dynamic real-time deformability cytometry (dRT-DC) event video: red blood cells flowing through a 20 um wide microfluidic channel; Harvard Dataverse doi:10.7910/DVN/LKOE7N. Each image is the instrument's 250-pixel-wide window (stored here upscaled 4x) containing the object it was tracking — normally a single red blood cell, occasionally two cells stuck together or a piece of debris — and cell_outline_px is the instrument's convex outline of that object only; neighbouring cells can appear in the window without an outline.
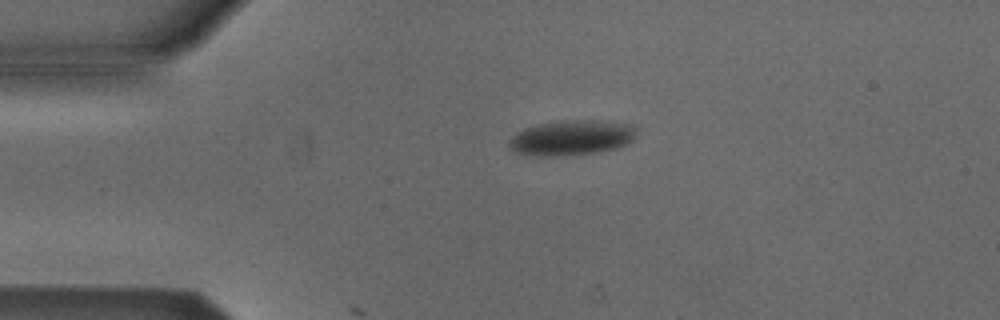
{"species": "Egyptian fruit bat (a non-hibernating species)", "species_latin": "Rousettus aegyptiacus", "temperature_condition": "cold", "stored_images_in_passage": 2, "camera_frame_rate_fps": 3000, "um_per_image_px": 0.085, "animal": {"sex": "male"}, "frame": {"image": 1, "passage_image": 1, "time_ms": 0.0, "image_size_px": [1000, 320], "cell_outline_px": [[636, 128], [632, 140], [628, 144], [616, 148], [596, 152], [548, 156], [540, 156], [516, 152], [508, 148], [508, 140], [516, 132], [524, 128], [540, 124], [560, 120], [600, 120], [628, 124]], "centroid_in_image_um": [48.54, 11.69], "position_along_channel_um": 36.5, "area_um2": 25.89}}